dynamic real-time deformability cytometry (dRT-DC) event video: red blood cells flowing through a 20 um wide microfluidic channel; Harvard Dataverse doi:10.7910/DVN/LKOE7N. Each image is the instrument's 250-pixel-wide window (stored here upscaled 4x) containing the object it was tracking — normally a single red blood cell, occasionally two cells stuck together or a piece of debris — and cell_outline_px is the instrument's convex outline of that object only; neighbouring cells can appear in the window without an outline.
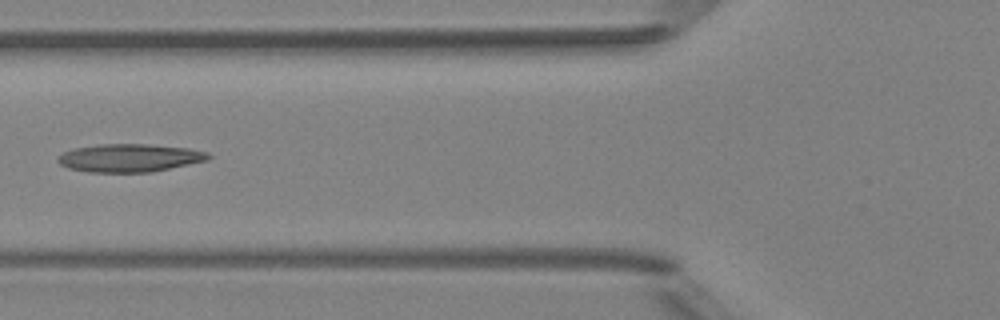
{"species": "Egyptian fruit bat (a non-hibernating species)", "species_latin": "Rousettus aegyptiacus", "temperature_condition": "room temperature", "stored_images_in_passage": 4, "camera_frame_rate_fps": 3000, "um_per_image_px": 0.085, "animal": {"sex": "female"}, "frame": {"image": 1, "passage_image": 4, "time_ms": 4.333, "image_size_px": [1000, 320], "cell_outline_px": [[212, 156], [208, 160], [152, 172], [88, 172], [68, 168], [60, 164], [56, 160], [56, 156], [72, 148], [100, 144], [148, 144], [188, 148], [208, 152]], "centroid_in_image_um": [10.99, 13.42], "position_along_channel_um": 114.8, "area_um2": 24.74}}